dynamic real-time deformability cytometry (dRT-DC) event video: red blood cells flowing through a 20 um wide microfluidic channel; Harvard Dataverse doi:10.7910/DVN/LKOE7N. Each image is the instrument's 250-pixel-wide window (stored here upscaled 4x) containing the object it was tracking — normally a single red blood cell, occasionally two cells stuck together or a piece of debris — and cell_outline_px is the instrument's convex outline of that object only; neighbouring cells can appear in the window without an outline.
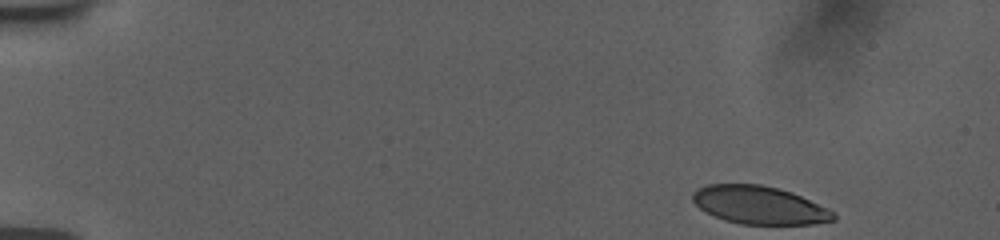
{"species": "human", "species_latin": "Homo sapiens", "temperature_condition": "room temperature", "stored_images_in_passage": 50, "camera_frame_rate_fps": 3000, "um_per_image_px": 0.085, "donor": {"sex": "female"}, "frame": {"image": 1, "passage_image": 1, "time_ms": 0.0, "image_size_px": [1000, 240], "cell_outline_px": [[836, 220], [812, 224], [740, 224], [724, 220], [700, 208], [692, 200], [692, 192], [708, 184], [760, 184], [792, 192], [828, 208], [836, 212]], "centroid_in_image_um": [64.58, 17.43], "position_along_channel_um": 20.4, "area_um2": 31.1}}
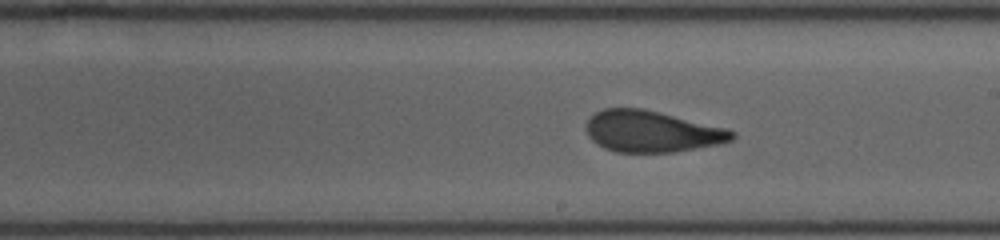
{"frame": {"image": 2, "passage_image": 28, "time_ms": 9.0, "image_size_px": [1000, 240], "cell_outline_px": [[736, 136], [732, 140], [720, 144], [676, 152], [616, 152], [604, 148], [596, 144], [588, 136], [584, 128], [588, 120], [596, 112], [604, 108], [644, 108], [728, 128], [736, 132]], "centroid_in_image_um": [55.42, 11.17], "position_along_channel_um": 233.6, "area_um2": 35.6}}
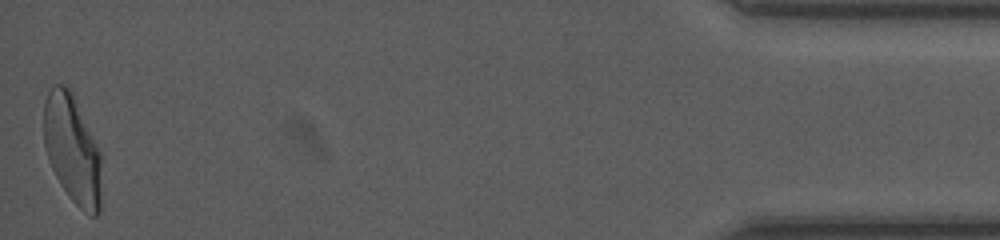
{"frame": {"image": 3, "passage_image": 50, "time_ms": 16.333, "image_size_px": [1000, 240], "cell_outline_px": [[100, 212], [96, 216], [92, 216], [84, 212], [72, 200], [60, 184], [48, 160], [44, 144], [44, 100], [52, 84], [64, 84], [68, 88], [100, 148]], "centroid_in_image_um": [6.13, 12.7], "position_along_channel_um": 429.1, "area_um2": 36.24}, "authors_computed_cell_mechanics": {"area_um2": 35.258, "velocity_mm_per_s": 3.7565, "shape_relaxation_time_tau1_ms": 9.6944, "shape_relaxation_time_tau2_ms": 1.0506, "deformation_change_tau1": 0.2818, "deformation_change_tau2": 0.0912}}